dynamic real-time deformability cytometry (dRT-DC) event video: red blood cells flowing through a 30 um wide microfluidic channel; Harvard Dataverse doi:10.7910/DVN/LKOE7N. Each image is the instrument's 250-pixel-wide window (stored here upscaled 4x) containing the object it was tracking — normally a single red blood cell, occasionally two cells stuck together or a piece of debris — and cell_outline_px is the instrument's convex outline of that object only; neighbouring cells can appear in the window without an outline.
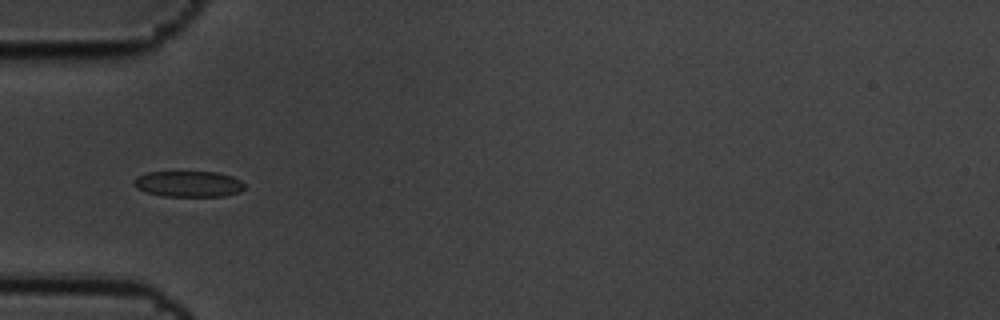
{"species": "common noctule bat (a hibernating species)", "species_latin": "Nyctalus noctula", "temperature_condition": "cold", "stored_images_in_passage": 5, "camera_frame_rate_fps": 3000, "um_per_image_px": 0.085, "animal": {"sex": "male", "body_mass_g": 19.5, "forearm_length_mm": 54.6}, "frame": {"image": 1, "passage_image": 5, "time_ms": 1.333, "image_size_px": [1000, 320], "cell_outline_px": [[244, 188], [240, 192], [224, 196], [160, 196], [136, 188], [132, 184], [132, 180], [136, 176], [148, 172], [216, 172], [232, 176], [240, 180], [244, 184]], "centroid_in_image_um": [15.99, 15.63], "position_along_channel_um": 69.0, "area_um2": 16.82}}